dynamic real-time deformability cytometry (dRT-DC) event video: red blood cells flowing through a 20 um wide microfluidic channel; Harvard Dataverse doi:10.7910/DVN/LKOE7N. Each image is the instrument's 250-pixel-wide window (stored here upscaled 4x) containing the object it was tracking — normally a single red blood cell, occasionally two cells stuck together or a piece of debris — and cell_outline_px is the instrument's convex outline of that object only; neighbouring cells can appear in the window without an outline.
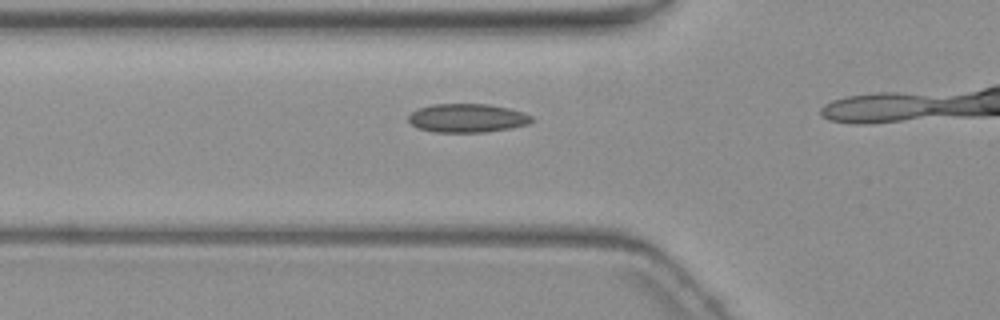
{"species": "common noctule bat (a hibernating species)", "species_latin": "Nyctalus noctula", "temperature_condition": "warm", "stored_images_in_passage": 6, "camera_frame_rate_fps": 3000, "um_per_image_px": 0.085, "animal": {"sex": "female", "body_mass_g": 19.3, "forearm_length_mm": 54.1}, "frame": {"image": 1, "passage_image": 3, "time_ms": 3.333, "image_size_px": [1000, 320], "cell_outline_px": [[536, 120], [528, 124], [512, 128], [484, 132], [436, 132], [416, 128], [408, 120], [408, 116], [416, 108], [432, 104], [488, 104], [508, 108], [524, 112], [532, 116]], "centroid_in_image_um": [39.73, 10.03], "position_along_channel_um": 86.1, "area_um2": 20.81}}